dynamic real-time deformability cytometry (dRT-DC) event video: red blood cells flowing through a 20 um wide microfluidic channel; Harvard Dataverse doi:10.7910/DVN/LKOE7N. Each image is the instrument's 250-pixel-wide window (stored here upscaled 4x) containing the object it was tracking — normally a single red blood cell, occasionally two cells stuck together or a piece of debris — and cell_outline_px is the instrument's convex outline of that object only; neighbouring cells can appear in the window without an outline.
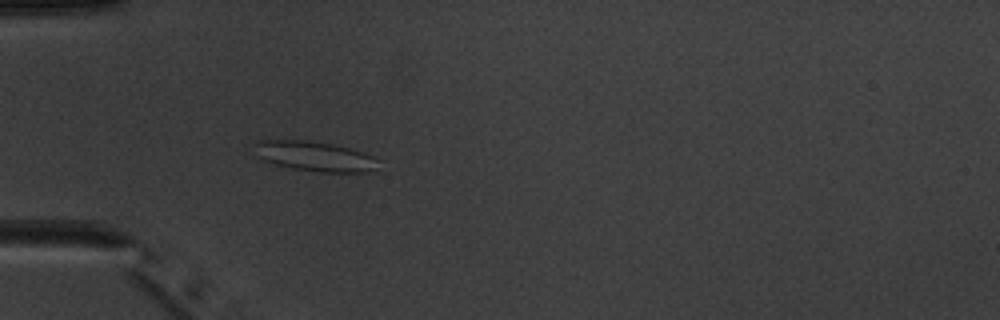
{"species": "common noctule bat (a hibernating species)", "species_latin": "Nyctalus noctula", "temperature_condition": "warm", "stored_images_in_passage": 4, "camera_frame_rate_fps": 3000, "um_per_image_px": 0.085, "animal": {"sex": "male", "body_mass_g": 20.1, "forearm_length_mm": 53.5}, "frame": {"image": 1, "passage_image": 4, "time_ms": 3.667, "image_size_px": [1000, 320], "cell_outline_px": [[380, 160], [368, 172], [320, 172], [292, 168], [276, 164], [264, 160], [256, 156], [252, 144], [260, 140], [308, 140], [332, 144], [364, 152]], "centroid_in_image_um": [26.69, 13.27], "position_along_channel_um": 58.3, "area_um2": 21.5}}